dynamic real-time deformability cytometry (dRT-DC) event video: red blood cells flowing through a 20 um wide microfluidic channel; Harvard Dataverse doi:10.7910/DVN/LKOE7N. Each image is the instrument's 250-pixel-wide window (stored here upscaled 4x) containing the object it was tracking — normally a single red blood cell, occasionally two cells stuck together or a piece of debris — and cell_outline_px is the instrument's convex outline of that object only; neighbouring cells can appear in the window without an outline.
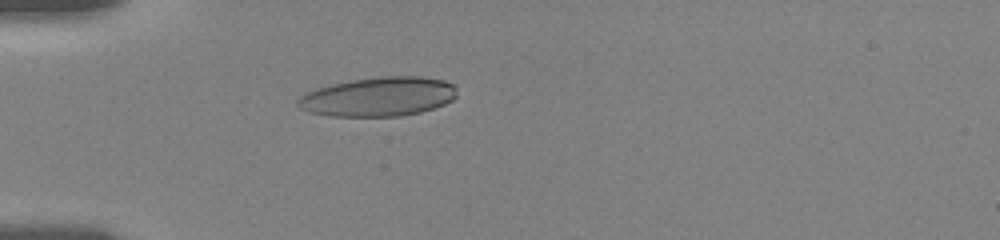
{"species": "human", "species_latin": "Homo sapiens", "temperature_condition": "room temperature", "stored_images_in_passage": 56, "camera_frame_rate_fps": 3000, "um_per_image_px": 0.085, "donor": {"sex": "female"}, "frame": {"image": 1, "passage_image": 17, "time_ms": 5.333, "image_size_px": [1000, 240], "cell_outline_px": [[456, 96], [452, 100], [444, 104], [420, 112], [400, 116], [332, 116], [308, 112], [300, 108], [296, 104], [296, 100], [304, 92], [316, 88], [332, 84], [352, 80], [380, 76], [420, 76], [444, 80], [452, 84], [456, 88]], "centroid_in_image_um": [32.14, 8.21], "position_along_channel_um": 52.9, "area_um2": 36.47}}
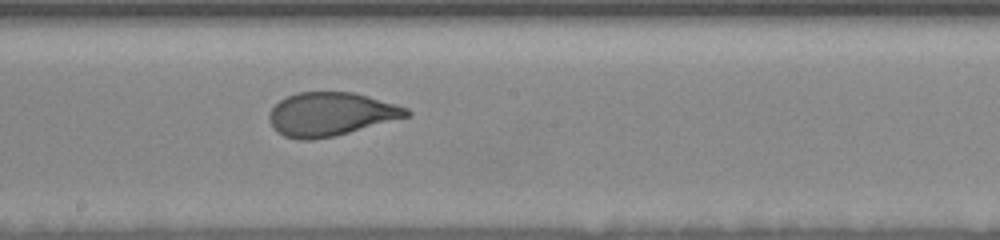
{"frame": {"image": 2, "passage_image": 32, "time_ms": 10.333, "image_size_px": [1000, 240], "cell_outline_px": [[412, 116], [336, 136], [312, 140], [296, 140], [284, 136], [276, 132], [272, 128], [268, 120], [268, 116], [272, 108], [280, 100], [288, 96], [300, 92], [352, 92], [368, 96], [396, 104], [408, 108], [412, 112]], "centroid_in_image_um": [28.13, 9.72], "position_along_channel_um": 220.1, "area_um2": 35.26}}
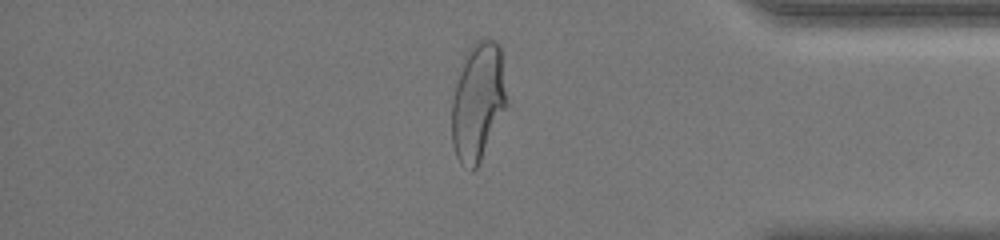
{"frame": {"image": 3, "passage_image": 48, "time_ms": 15.667, "image_size_px": [1000, 240], "cell_outline_px": [[508, 104], [476, 168], [472, 172], [460, 164], [456, 156], [452, 144], [452, 100], [456, 84], [464, 56], [468, 48], [476, 40], [496, 40], [500, 44], [508, 100]], "centroid_in_image_um": [40.63, 8.63], "position_along_channel_um": 394.6, "area_um2": 37.97}, "authors_computed_cell_mechanics": {"area_um2": 35.6048, "velocity_mm_per_s": 3.62, "shape_relaxation_time_tau1_ms": 5.4279, "shape_relaxation_time_tau2_ms": null, "deformation_change_tau1": 0.1942, "deformation_change_tau2": null}}